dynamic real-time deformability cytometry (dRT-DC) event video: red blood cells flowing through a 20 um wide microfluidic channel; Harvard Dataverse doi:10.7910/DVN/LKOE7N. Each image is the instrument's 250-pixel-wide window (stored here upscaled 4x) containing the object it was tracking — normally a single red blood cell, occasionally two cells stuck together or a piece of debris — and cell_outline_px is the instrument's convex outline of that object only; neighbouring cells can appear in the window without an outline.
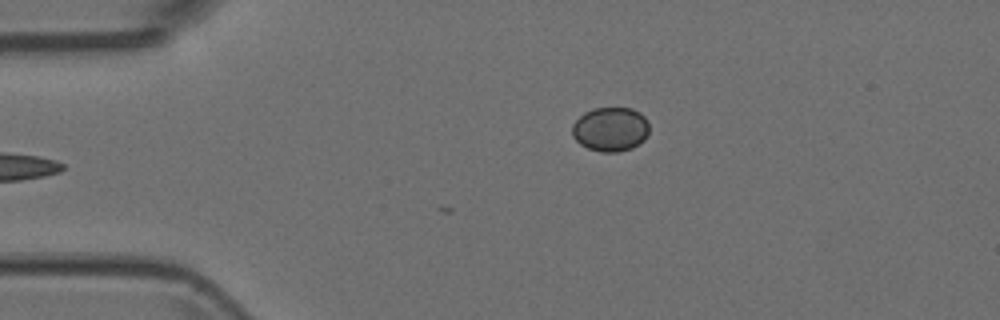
{"species": "Egyptian fruit bat (a non-hibernating species)", "species_latin": "Rousettus aegyptiacus", "temperature_condition": "room temperature", "stored_images_in_passage": 4, "camera_frame_rate_fps": 3000, "um_per_image_px": 0.085, "animal": {"sex": "female"}, "frame": {"image": 1, "passage_image": 1, "time_ms": 0.0, "image_size_px": [1000, 320], "cell_outline_px": [[648, 132], [644, 140], [632, 148], [616, 152], [600, 152], [588, 148], [580, 144], [572, 136], [572, 124], [584, 112], [592, 108], [632, 108], [640, 112], [648, 120]], "centroid_in_image_um": [51.88, 10.98], "position_along_channel_um": 33.1, "area_um2": 20.0}}
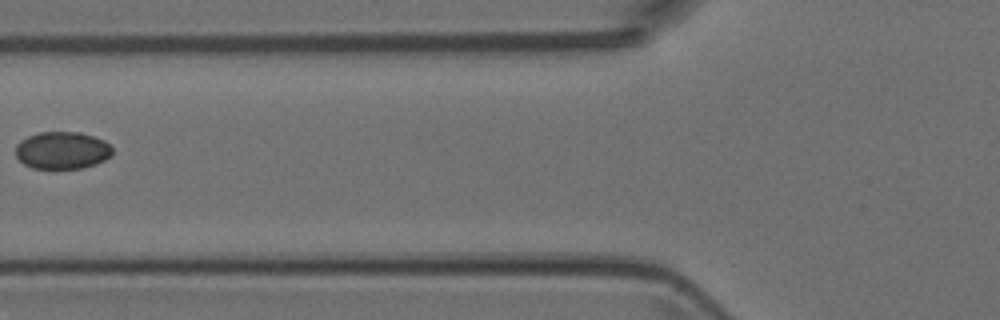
{"frame": {"image": 2, "passage_image": 3, "time_ms": 0.667, "image_size_px": [1000, 320], "cell_outline_px": [[112, 152], [104, 160], [96, 164], [80, 168], [32, 168], [24, 164], [16, 156], [16, 144], [20, 140], [28, 136], [40, 132], [80, 132], [104, 140], [112, 148]], "centroid_in_image_um": [5.26, 12.77], "position_along_channel_um": 120.5, "area_um2": 20.92}}
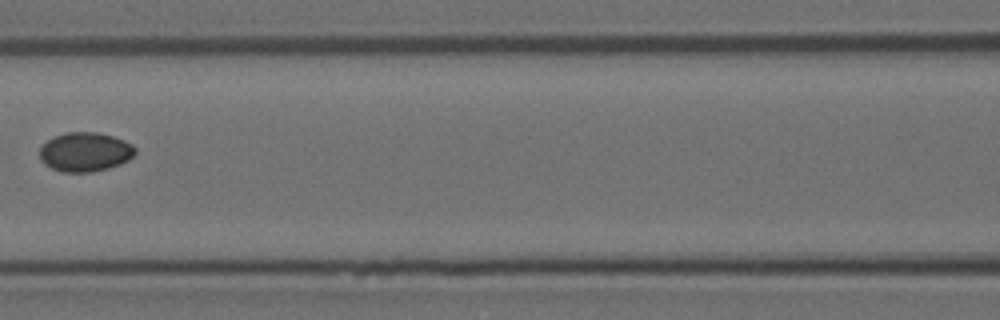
{"frame": {"image": 3, "passage_image": 4, "time_ms": 1.0, "image_size_px": [1000, 320], "cell_outline_px": [[136, 152], [128, 160], [120, 164], [108, 168], [92, 172], [64, 172], [52, 168], [44, 164], [40, 160], [40, 148], [48, 140], [56, 136], [68, 132], [96, 132], [112, 136], [124, 140], [132, 144], [136, 148]], "centroid_in_image_um": [7.24, 12.92], "position_along_channel_um": 159.4, "area_um2": 21.73}}